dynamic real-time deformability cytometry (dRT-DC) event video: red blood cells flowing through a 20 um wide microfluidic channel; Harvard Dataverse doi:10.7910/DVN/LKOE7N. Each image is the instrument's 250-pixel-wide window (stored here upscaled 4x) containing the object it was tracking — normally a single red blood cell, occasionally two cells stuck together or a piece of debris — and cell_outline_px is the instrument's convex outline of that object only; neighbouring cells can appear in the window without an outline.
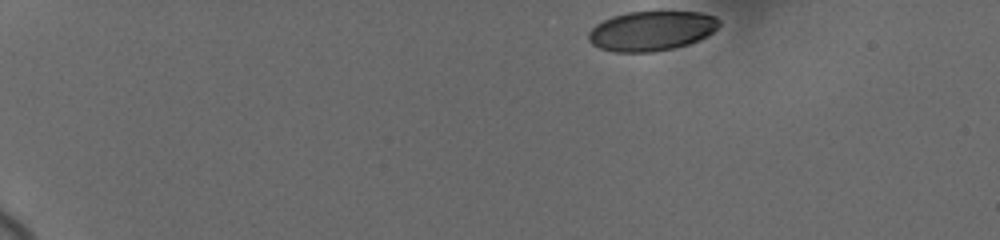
{"species": "human", "species_latin": "Homo sapiens", "temperature_condition": "cold", "stored_images_in_passage": 7, "camera_frame_rate_fps": 3000, "um_per_image_px": 0.085, "donor": {"sex": "female"}, "frame": {"image": 1, "passage_image": 1, "time_ms": 0.0, "image_size_px": [1000, 240], "cell_outline_px": [[720, 24], [708, 36], [700, 40], [688, 44], [672, 48], [652, 52], [616, 52], [600, 48], [592, 44], [588, 40], [588, 32], [596, 24], [612, 16], [628, 12], [700, 12], [716, 16], [720, 20]], "centroid_in_image_um": [55.38, 2.62], "position_along_channel_um": 29.6, "area_um2": 30.23}}
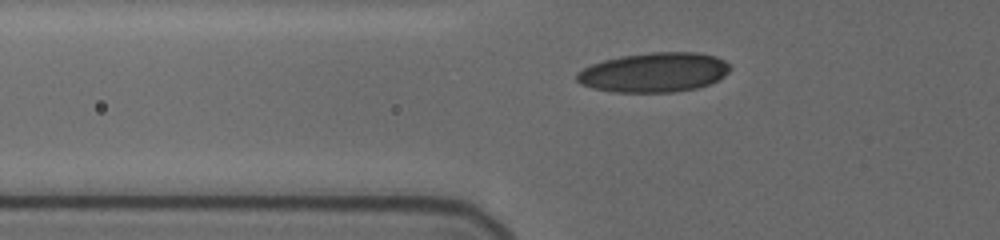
{"frame": {"image": 2, "passage_image": 6, "time_ms": 4.0, "image_size_px": [1000, 240], "cell_outline_px": [[732, 68], [724, 76], [708, 84], [696, 88], [672, 92], [612, 92], [592, 88], [580, 84], [576, 80], [576, 72], [592, 64], [604, 60], [620, 56], [652, 52], [696, 52], [716, 56], [724, 60]], "centroid_in_image_um": [55.57, 6.15], "position_along_channel_um": 70.2, "area_um2": 35.37}}